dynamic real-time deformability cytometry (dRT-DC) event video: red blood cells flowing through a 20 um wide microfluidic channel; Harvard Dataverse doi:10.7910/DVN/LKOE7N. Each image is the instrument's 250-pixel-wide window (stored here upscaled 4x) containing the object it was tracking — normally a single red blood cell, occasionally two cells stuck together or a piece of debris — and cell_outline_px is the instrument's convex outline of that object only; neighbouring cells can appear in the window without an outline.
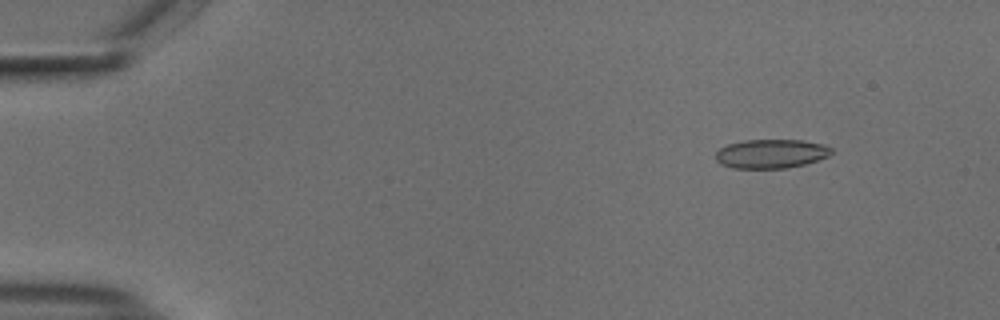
{"species": "common noctule bat (a hibernating species)", "species_latin": "Nyctalus noctula", "temperature_condition": "cold", "stored_images_in_passage": 55, "camera_frame_rate_fps": 3000, "um_per_image_px": 0.085, "animal": {"sex": "male", "body_mass_g": 18.8}, "frame": {"image": 1, "passage_image": 6, "time_ms": 1.667, "image_size_px": [1000, 320], "cell_outline_px": [[832, 152], [828, 156], [804, 164], [784, 168], [732, 168], [720, 164], [716, 160], [716, 152], [720, 148], [728, 144], [744, 140], [804, 140], [824, 144], [832, 148]], "centroid_in_image_um": [65.53, 13.06], "position_along_channel_um": 19.5, "area_um2": 19.54}}
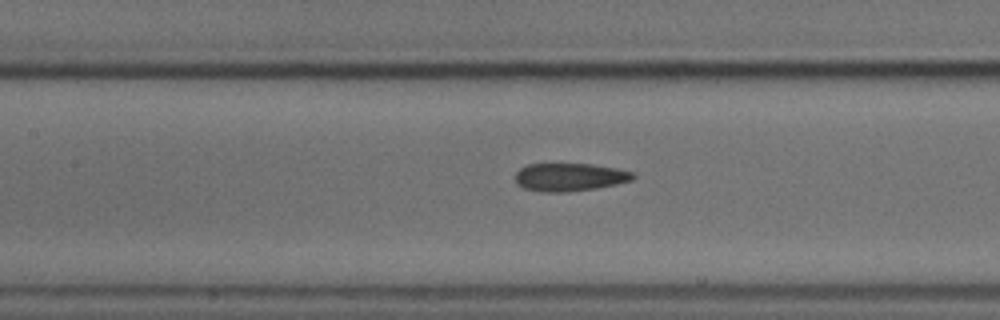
{"frame": {"image": 2, "passage_image": 25, "time_ms": 8.0, "image_size_px": [1000, 320], "cell_outline_px": [[636, 176], [632, 180], [616, 184], [596, 188], [564, 192], [544, 192], [524, 188], [516, 184], [516, 172], [520, 168], [528, 164], [592, 164], [616, 168], [632, 172]], "centroid_in_image_um": [48.41, 15.05], "position_along_channel_um": 159.0, "area_um2": 19.13}}
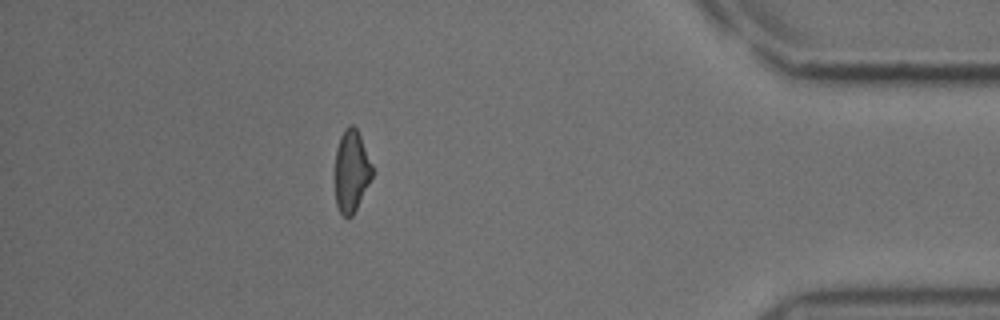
{"frame": {"image": 3, "passage_image": 48, "time_ms": 15.667, "image_size_px": [1000, 320], "cell_outline_px": [[372, 176], [352, 216], [344, 216], [340, 212], [336, 204], [336, 148], [340, 136], [344, 128], [348, 124], [352, 124], [356, 128], [360, 136], [372, 164]], "centroid_in_image_um": [29.86, 14.49], "position_along_channel_um": 405.3, "area_um2": 17.4}, "authors_computed_cell_mechanics": {"area_um2": 19.363, "velocity_mm_per_s": 3.7426, "shape_relaxation_time_tau1_ms": 5.8966, "shape_relaxation_time_tau2_ms": 2.7228, "deformation_change_tau1": 0.1441, "deformation_change_tau2": 0.1081}}